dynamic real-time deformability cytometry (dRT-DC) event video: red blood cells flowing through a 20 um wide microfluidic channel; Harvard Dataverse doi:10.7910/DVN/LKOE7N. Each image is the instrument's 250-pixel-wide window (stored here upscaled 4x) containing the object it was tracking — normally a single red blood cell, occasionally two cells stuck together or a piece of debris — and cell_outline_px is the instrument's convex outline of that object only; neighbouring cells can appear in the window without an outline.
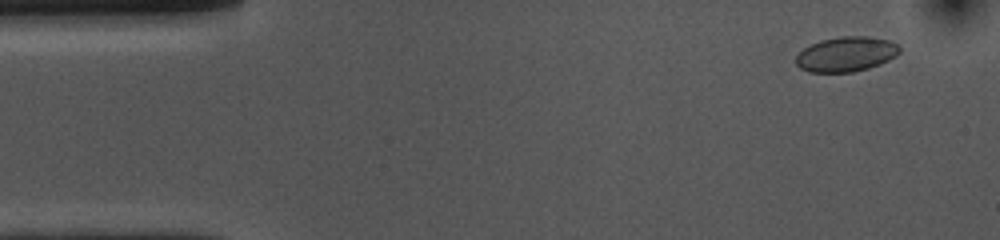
{"species": "common noctule bat (a hibernating species)", "species_latin": "Nyctalus noctula", "temperature_condition": "cold", "stored_images_in_passage": 54, "camera_frame_rate_fps": 3000, "um_per_image_px": 0.085, "animal": {"sex": "female", "body_mass_g": 10.0, "forearm_length_mm": 53.1}, "frame": {"image": 1, "passage_image": 4, "time_ms": 1.0, "image_size_px": [1000, 240], "cell_outline_px": [[900, 52], [896, 56], [880, 64], [868, 68], [852, 72], [808, 72], [800, 68], [796, 64], [796, 56], [804, 48], [820, 40], [840, 36], [868, 36], [888, 40], [900, 44]], "centroid_in_image_um": [71.94, 4.6], "position_along_channel_um": 13.1, "area_um2": 21.15}}
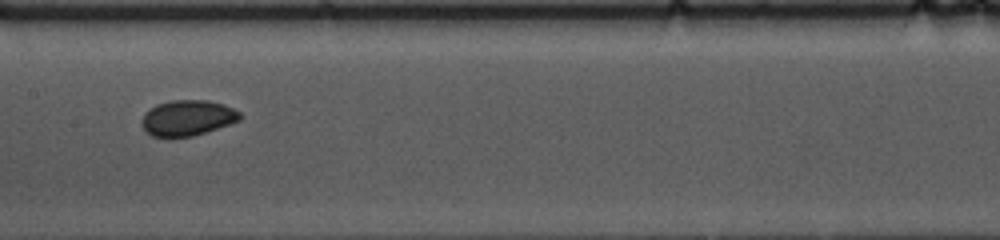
{"frame": {"image": 2, "passage_image": 26, "time_ms": 8.333, "image_size_px": [1000, 240], "cell_outline_px": [[240, 120], [192, 136], [168, 140], [152, 136], [144, 128], [144, 112], [156, 104], [172, 100], [208, 100], [224, 104], [240, 112]], "centroid_in_image_um": [15.91, 10.04], "position_along_channel_um": 191.5, "area_um2": 20.46}}
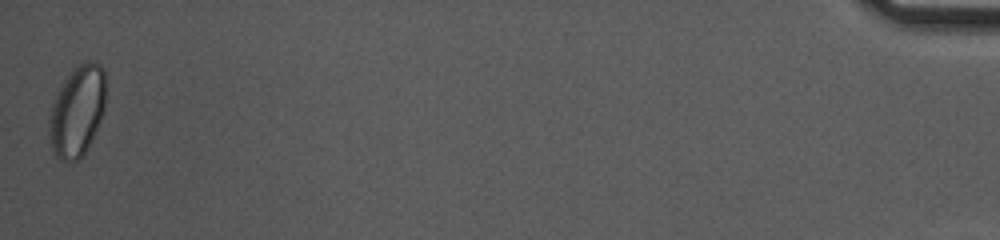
{"frame": {"image": 3, "passage_image": 54, "time_ms": 17.667, "image_size_px": [1000, 240], "cell_outline_px": [[104, 112], [92, 140], [84, 152], [72, 164], [68, 164], [60, 160], [56, 156], [52, 148], [48, 132], [48, 116], [52, 104], [64, 80], [80, 64], [88, 60], [92, 60], [100, 64], [104, 68]], "centroid_in_image_um": [6.55, 9.48], "position_along_channel_um": 428.7, "area_um2": 29.88}, "authors_computed_cell_mechanics": {"area_um2": 20.7502, "velocity_mm_per_s": 3.6262, "shape_relaxation_time_tau1_ms": 2.8424, "shape_relaxation_time_tau2_ms": 1.8536, "deformation_change_tau1": 0.0521, "deformation_change_tau2": 0.0439}}